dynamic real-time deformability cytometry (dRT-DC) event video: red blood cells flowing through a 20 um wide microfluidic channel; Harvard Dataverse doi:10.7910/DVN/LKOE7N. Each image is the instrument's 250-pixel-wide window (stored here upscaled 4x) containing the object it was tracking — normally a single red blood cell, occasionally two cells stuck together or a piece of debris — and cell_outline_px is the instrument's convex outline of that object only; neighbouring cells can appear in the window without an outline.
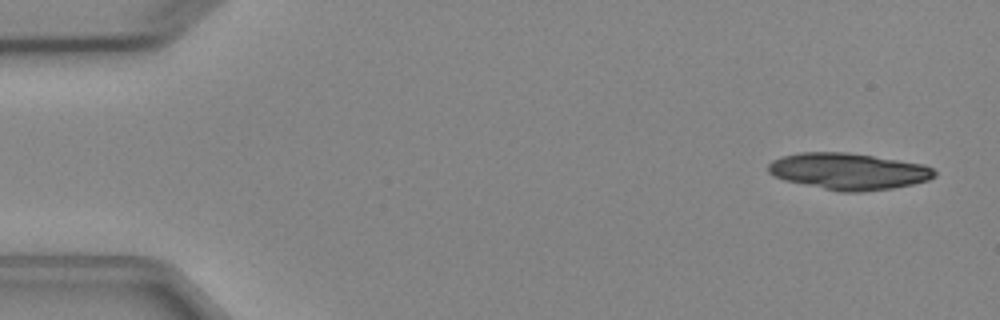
{"species": "Egyptian fruit bat (a non-hibernating species)", "species_latin": "Rousettus aegyptiacus", "temperature_condition": "cold", "stored_images_in_passage": 5, "camera_frame_rate_fps": 3000, "um_per_image_px": 0.085, "animal": {"sex": "female"}, "frame": {"image": 1, "passage_image": 1, "time_ms": 0.0, "image_size_px": [1000, 320], "cell_outline_px": [[936, 176], [928, 180], [912, 184], [892, 188], [864, 192], [840, 192], [784, 180], [768, 172], [768, 164], [772, 160], [780, 156], [800, 152], [848, 152], [924, 164], [932, 168], [936, 172]], "centroid_in_image_um": [72.11, 14.56], "position_along_channel_um": 12.9, "area_um2": 35.49}}
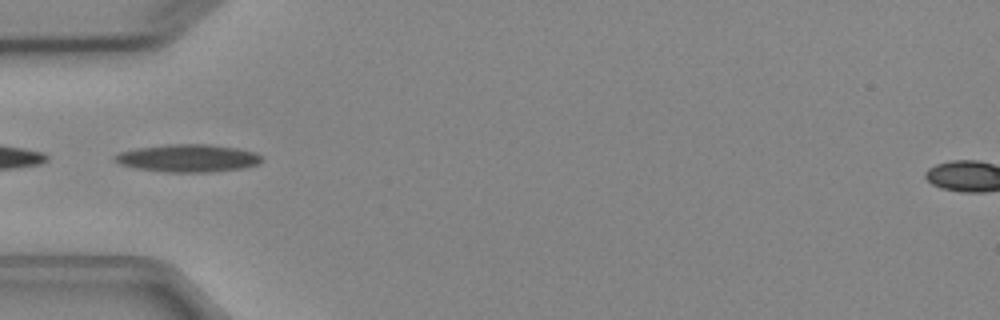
{"frame": {"image": 2, "passage_image": 5, "time_ms": 4.667, "image_size_px": [1000, 320], "cell_outline_px": [[260, 160], [256, 164], [244, 168], [208, 172], [164, 172], [136, 168], [120, 164], [112, 160], [112, 156], [120, 152], [136, 148], [168, 144], [208, 144], [236, 148], [256, 152], [260, 156]], "centroid_in_image_um": [15.91, 13.44], "position_along_channel_um": 69.1, "area_um2": 23.64}}